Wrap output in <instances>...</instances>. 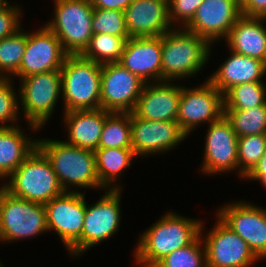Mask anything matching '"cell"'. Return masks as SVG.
I'll return each mask as SVG.
<instances>
[{
    "instance_id": "obj_1",
    "label": "cell",
    "mask_w": 266,
    "mask_h": 267,
    "mask_svg": "<svg viewBox=\"0 0 266 267\" xmlns=\"http://www.w3.org/2000/svg\"><path fill=\"white\" fill-rule=\"evenodd\" d=\"M202 220L168 211L140 234L133 257L140 267H154L168 254L191 244L199 235Z\"/></svg>"
},
{
    "instance_id": "obj_2",
    "label": "cell",
    "mask_w": 266,
    "mask_h": 267,
    "mask_svg": "<svg viewBox=\"0 0 266 267\" xmlns=\"http://www.w3.org/2000/svg\"><path fill=\"white\" fill-rule=\"evenodd\" d=\"M37 147L50 160L65 192H82L81 188L106 190L98 179L93 150L72 146L63 140L50 138L37 139Z\"/></svg>"
},
{
    "instance_id": "obj_3",
    "label": "cell",
    "mask_w": 266,
    "mask_h": 267,
    "mask_svg": "<svg viewBox=\"0 0 266 267\" xmlns=\"http://www.w3.org/2000/svg\"><path fill=\"white\" fill-rule=\"evenodd\" d=\"M211 45L183 27L162 35V81H181L198 75L210 60ZM179 79V80H178Z\"/></svg>"
},
{
    "instance_id": "obj_4",
    "label": "cell",
    "mask_w": 266,
    "mask_h": 267,
    "mask_svg": "<svg viewBox=\"0 0 266 267\" xmlns=\"http://www.w3.org/2000/svg\"><path fill=\"white\" fill-rule=\"evenodd\" d=\"M6 180L0 185L11 195L41 204L65 192L50 160L38 147Z\"/></svg>"
},
{
    "instance_id": "obj_5",
    "label": "cell",
    "mask_w": 266,
    "mask_h": 267,
    "mask_svg": "<svg viewBox=\"0 0 266 267\" xmlns=\"http://www.w3.org/2000/svg\"><path fill=\"white\" fill-rule=\"evenodd\" d=\"M102 65L82 55H68L61 72L62 112L100 109Z\"/></svg>"
},
{
    "instance_id": "obj_6",
    "label": "cell",
    "mask_w": 266,
    "mask_h": 267,
    "mask_svg": "<svg viewBox=\"0 0 266 267\" xmlns=\"http://www.w3.org/2000/svg\"><path fill=\"white\" fill-rule=\"evenodd\" d=\"M19 108L28 128L40 131L54 114V108L62 96L60 70L33 74L19 79Z\"/></svg>"
},
{
    "instance_id": "obj_7",
    "label": "cell",
    "mask_w": 266,
    "mask_h": 267,
    "mask_svg": "<svg viewBox=\"0 0 266 267\" xmlns=\"http://www.w3.org/2000/svg\"><path fill=\"white\" fill-rule=\"evenodd\" d=\"M53 17L44 24L69 55H81L93 36L94 7L90 0H53Z\"/></svg>"
},
{
    "instance_id": "obj_8",
    "label": "cell",
    "mask_w": 266,
    "mask_h": 267,
    "mask_svg": "<svg viewBox=\"0 0 266 267\" xmlns=\"http://www.w3.org/2000/svg\"><path fill=\"white\" fill-rule=\"evenodd\" d=\"M48 232L44 204L17 198L0 186V241L10 243Z\"/></svg>"
},
{
    "instance_id": "obj_9",
    "label": "cell",
    "mask_w": 266,
    "mask_h": 267,
    "mask_svg": "<svg viewBox=\"0 0 266 267\" xmlns=\"http://www.w3.org/2000/svg\"><path fill=\"white\" fill-rule=\"evenodd\" d=\"M122 189H106L95 203L87 204L81 238L68 250L79 257L97 244L106 241L119 231ZM78 258H77V257Z\"/></svg>"
},
{
    "instance_id": "obj_10",
    "label": "cell",
    "mask_w": 266,
    "mask_h": 267,
    "mask_svg": "<svg viewBox=\"0 0 266 267\" xmlns=\"http://www.w3.org/2000/svg\"><path fill=\"white\" fill-rule=\"evenodd\" d=\"M216 219L214 226L207 233L203 232L205 229L203 222L200 227V236L206 250L207 267H250L259 261L246 241L217 215Z\"/></svg>"
},
{
    "instance_id": "obj_11",
    "label": "cell",
    "mask_w": 266,
    "mask_h": 267,
    "mask_svg": "<svg viewBox=\"0 0 266 267\" xmlns=\"http://www.w3.org/2000/svg\"><path fill=\"white\" fill-rule=\"evenodd\" d=\"M223 115V94L208 79L199 86L182 87L177 122L188 136L202 124L215 122Z\"/></svg>"
},
{
    "instance_id": "obj_12",
    "label": "cell",
    "mask_w": 266,
    "mask_h": 267,
    "mask_svg": "<svg viewBox=\"0 0 266 267\" xmlns=\"http://www.w3.org/2000/svg\"><path fill=\"white\" fill-rule=\"evenodd\" d=\"M247 202L237 200L225 204L215 215L246 241L261 261L266 258V208Z\"/></svg>"
},
{
    "instance_id": "obj_13",
    "label": "cell",
    "mask_w": 266,
    "mask_h": 267,
    "mask_svg": "<svg viewBox=\"0 0 266 267\" xmlns=\"http://www.w3.org/2000/svg\"><path fill=\"white\" fill-rule=\"evenodd\" d=\"M146 83L120 63L102 65L100 108L115 113H132Z\"/></svg>"
},
{
    "instance_id": "obj_14",
    "label": "cell",
    "mask_w": 266,
    "mask_h": 267,
    "mask_svg": "<svg viewBox=\"0 0 266 267\" xmlns=\"http://www.w3.org/2000/svg\"><path fill=\"white\" fill-rule=\"evenodd\" d=\"M187 137L177 121L144 120L131 113V144L137 158L168 153Z\"/></svg>"
},
{
    "instance_id": "obj_15",
    "label": "cell",
    "mask_w": 266,
    "mask_h": 267,
    "mask_svg": "<svg viewBox=\"0 0 266 267\" xmlns=\"http://www.w3.org/2000/svg\"><path fill=\"white\" fill-rule=\"evenodd\" d=\"M86 195L64 192L45 203L48 232H55L69 250L82 235L86 211Z\"/></svg>"
},
{
    "instance_id": "obj_16",
    "label": "cell",
    "mask_w": 266,
    "mask_h": 267,
    "mask_svg": "<svg viewBox=\"0 0 266 267\" xmlns=\"http://www.w3.org/2000/svg\"><path fill=\"white\" fill-rule=\"evenodd\" d=\"M208 125L201 170L205 175H221L238 170V136L223 115Z\"/></svg>"
},
{
    "instance_id": "obj_17",
    "label": "cell",
    "mask_w": 266,
    "mask_h": 267,
    "mask_svg": "<svg viewBox=\"0 0 266 267\" xmlns=\"http://www.w3.org/2000/svg\"><path fill=\"white\" fill-rule=\"evenodd\" d=\"M68 55L57 36L43 25L36 31L27 32L20 68L12 79L60 70Z\"/></svg>"
},
{
    "instance_id": "obj_18",
    "label": "cell",
    "mask_w": 266,
    "mask_h": 267,
    "mask_svg": "<svg viewBox=\"0 0 266 267\" xmlns=\"http://www.w3.org/2000/svg\"><path fill=\"white\" fill-rule=\"evenodd\" d=\"M241 16L240 0H204L185 28L212 45L226 39Z\"/></svg>"
},
{
    "instance_id": "obj_19",
    "label": "cell",
    "mask_w": 266,
    "mask_h": 267,
    "mask_svg": "<svg viewBox=\"0 0 266 267\" xmlns=\"http://www.w3.org/2000/svg\"><path fill=\"white\" fill-rule=\"evenodd\" d=\"M182 87L173 81L146 83L133 113L144 120L177 121Z\"/></svg>"
},
{
    "instance_id": "obj_20",
    "label": "cell",
    "mask_w": 266,
    "mask_h": 267,
    "mask_svg": "<svg viewBox=\"0 0 266 267\" xmlns=\"http://www.w3.org/2000/svg\"><path fill=\"white\" fill-rule=\"evenodd\" d=\"M118 63L145 83L162 81V36L129 38Z\"/></svg>"
},
{
    "instance_id": "obj_21",
    "label": "cell",
    "mask_w": 266,
    "mask_h": 267,
    "mask_svg": "<svg viewBox=\"0 0 266 267\" xmlns=\"http://www.w3.org/2000/svg\"><path fill=\"white\" fill-rule=\"evenodd\" d=\"M124 12L130 38L162 36L174 28L168 0H133Z\"/></svg>"
},
{
    "instance_id": "obj_22",
    "label": "cell",
    "mask_w": 266,
    "mask_h": 267,
    "mask_svg": "<svg viewBox=\"0 0 266 267\" xmlns=\"http://www.w3.org/2000/svg\"><path fill=\"white\" fill-rule=\"evenodd\" d=\"M229 51L230 55L224 63L207 77L217 90L224 94L237 84L263 82L266 75L265 62Z\"/></svg>"
},
{
    "instance_id": "obj_23",
    "label": "cell",
    "mask_w": 266,
    "mask_h": 267,
    "mask_svg": "<svg viewBox=\"0 0 266 267\" xmlns=\"http://www.w3.org/2000/svg\"><path fill=\"white\" fill-rule=\"evenodd\" d=\"M266 18L242 15L224 40L229 50L266 63Z\"/></svg>"
},
{
    "instance_id": "obj_24",
    "label": "cell",
    "mask_w": 266,
    "mask_h": 267,
    "mask_svg": "<svg viewBox=\"0 0 266 267\" xmlns=\"http://www.w3.org/2000/svg\"><path fill=\"white\" fill-rule=\"evenodd\" d=\"M67 140L65 143L95 151L98 148L102 128L105 123V110L86 109L63 112Z\"/></svg>"
},
{
    "instance_id": "obj_25",
    "label": "cell",
    "mask_w": 266,
    "mask_h": 267,
    "mask_svg": "<svg viewBox=\"0 0 266 267\" xmlns=\"http://www.w3.org/2000/svg\"><path fill=\"white\" fill-rule=\"evenodd\" d=\"M22 126L0 127V181L7 179L37 147Z\"/></svg>"
},
{
    "instance_id": "obj_26",
    "label": "cell",
    "mask_w": 266,
    "mask_h": 267,
    "mask_svg": "<svg viewBox=\"0 0 266 267\" xmlns=\"http://www.w3.org/2000/svg\"><path fill=\"white\" fill-rule=\"evenodd\" d=\"M96 169L100 184L105 189H121L115 184L123 172L136 160L132 148H97L95 151ZM115 182V183H114Z\"/></svg>"
},
{
    "instance_id": "obj_27",
    "label": "cell",
    "mask_w": 266,
    "mask_h": 267,
    "mask_svg": "<svg viewBox=\"0 0 266 267\" xmlns=\"http://www.w3.org/2000/svg\"><path fill=\"white\" fill-rule=\"evenodd\" d=\"M98 148H132L131 113L105 111Z\"/></svg>"
},
{
    "instance_id": "obj_28",
    "label": "cell",
    "mask_w": 266,
    "mask_h": 267,
    "mask_svg": "<svg viewBox=\"0 0 266 267\" xmlns=\"http://www.w3.org/2000/svg\"><path fill=\"white\" fill-rule=\"evenodd\" d=\"M128 39L107 33L93 34L88 47L81 55L100 65L118 63Z\"/></svg>"
},
{
    "instance_id": "obj_29",
    "label": "cell",
    "mask_w": 266,
    "mask_h": 267,
    "mask_svg": "<svg viewBox=\"0 0 266 267\" xmlns=\"http://www.w3.org/2000/svg\"><path fill=\"white\" fill-rule=\"evenodd\" d=\"M266 83L250 82L232 86L223 94L224 110H248L266 102Z\"/></svg>"
},
{
    "instance_id": "obj_30",
    "label": "cell",
    "mask_w": 266,
    "mask_h": 267,
    "mask_svg": "<svg viewBox=\"0 0 266 267\" xmlns=\"http://www.w3.org/2000/svg\"><path fill=\"white\" fill-rule=\"evenodd\" d=\"M224 116L238 137L266 135V102L248 110H224Z\"/></svg>"
},
{
    "instance_id": "obj_31",
    "label": "cell",
    "mask_w": 266,
    "mask_h": 267,
    "mask_svg": "<svg viewBox=\"0 0 266 267\" xmlns=\"http://www.w3.org/2000/svg\"><path fill=\"white\" fill-rule=\"evenodd\" d=\"M27 31L19 29L0 40V77L13 78L20 68L26 48Z\"/></svg>"
},
{
    "instance_id": "obj_32",
    "label": "cell",
    "mask_w": 266,
    "mask_h": 267,
    "mask_svg": "<svg viewBox=\"0 0 266 267\" xmlns=\"http://www.w3.org/2000/svg\"><path fill=\"white\" fill-rule=\"evenodd\" d=\"M154 267H207L206 250L201 236L188 246L174 250Z\"/></svg>"
},
{
    "instance_id": "obj_33",
    "label": "cell",
    "mask_w": 266,
    "mask_h": 267,
    "mask_svg": "<svg viewBox=\"0 0 266 267\" xmlns=\"http://www.w3.org/2000/svg\"><path fill=\"white\" fill-rule=\"evenodd\" d=\"M238 177H244L253 169L266 152V135L238 137Z\"/></svg>"
},
{
    "instance_id": "obj_34",
    "label": "cell",
    "mask_w": 266,
    "mask_h": 267,
    "mask_svg": "<svg viewBox=\"0 0 266 267\" xmlns=\"http://www.w3.org/2000/svg\"><path fill=\"white\" fill-rule=\"evenodd\" d=\"M93 34L107 33L116 37L130 38L125 21V12L115 9L94 8Z\"/></svg>"
},
{
    "instance_id": "obj_35",
    "label": "cell",
    "mask_w": 266,
    "mask_h": 267,
    "mask_svg": "<svg viewBox=\"0 0 266 267\" xmlns=\"http://www.w3.org/2000/svg\"><path fill=\"white\" fill-rule=\"evenodd\" d=\"M13 82L12 78L0 77V127L19 126V97Z\"/></svg>"
},
{
    "instance_id": "obj_36",
    "label": "cell",
    "mask_w": 266,
    "mask_h": 267,
    "mask_svg": "<svg viewBox=\"0 0 266 267\" xmlns=\"http://www.w3.org/2000/svg\"><path fill=\"white\" fill-rule=\"evenodd\" d=\"M204 0H168L169 18L174 27L185 28L194 18ZM177 23V25H176Z\"/></svg>"
},
{
    "instance_id": "obj_37",
    "label": "cell",
    "mask_w": 266,
    "mask_h": 267,
    "mask_svg": "<svg viewBox=\"0 0 266 267\" xmlns=\"http://www.w3.org/2000/svg\"><path fill=\"white\" fill-rule=\"evenodd\" d=\"M22 9L11 2L0 10V40L16 33L21 29Z\"/></svg>"
},
{
    "instance_id": "obj_38",
    "label": "cell",
    "mask_w": 266,
    "mask_h": 267,
    "mask_svg": "<svg viewBox=\"0 0 266 267\" xmlns=\"http://www.w3.org/2000/svg\"><path fill=\"white\" fill-rule=\"evenodd\" d=\"M240 8L244 16L266 18V0H240Z\"/></svg>"
},
{
    "instance_id": "obj_39",
    "label": "cell",
    "mask_w": 266,
    "mask_h": 267,
    "mask_svg": "<svg viewBox=\"0 0 266 267\" xmlns=\"http://www.w3.org/2000/svg\"><path fill=\"white\" fill-rule=\"evenodd\" d=\"M244 180L259 181L266 188V152L253 169L244 177Z\"/></svg>"
},
{
    "instance_id": "obj_40",
    "label": "cell",
    "mask_w": 266,
    "mask_h": 267,
    "mask_svg": "<svg viewBox=\"0 0 266 267\" xmlns=\"http://www.w3.org/2000/svg\"><path fill=\"white\" fill-rule=\"evenodd\" d=\"M94 8L125 11L133 0H90Z\"/></svg>"
},
{
    "instance_id": "obj_41",
    "label": "cell",
    "mask_w": 266,
    "mask_h": 267,
    "mask_svg": "<svg viewBox=\"0 0 266 267\" xmlns=\"http://www.w3.org/2000/svg\"><path fill=\"white\" fill-rule=\"evenodd\" d=\"M9 3L7 0H0V10L4 9Z\"/></svg>"
}]
</instances>
